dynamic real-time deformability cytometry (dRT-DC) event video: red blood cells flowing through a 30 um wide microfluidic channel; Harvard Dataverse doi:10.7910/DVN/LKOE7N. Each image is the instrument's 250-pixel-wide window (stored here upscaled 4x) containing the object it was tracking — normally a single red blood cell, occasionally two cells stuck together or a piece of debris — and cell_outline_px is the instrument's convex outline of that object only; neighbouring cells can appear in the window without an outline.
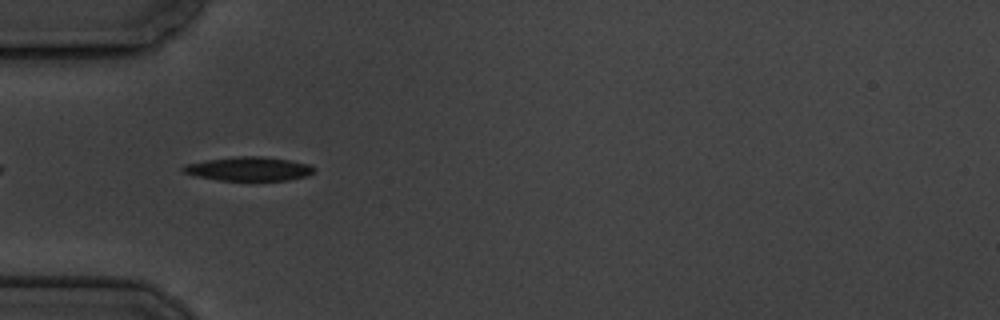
{"species": "common noctule bat (a hibernating species)", "species_latin": "Nyctalus noctula", "temperature_condition": "cold", "stored_images_in_passage": 3, "camera_frame_rate_fps": 3000, "um_per_image_px": 0.085, "animal": {"sex": "male", "body_mass_g": 19.5, "forearm_length_mm": 54.6}, "frame": {"image": 1, "passage_image": 2, "time_ms": 1.333, "image_size_px": [1000, 320], "cell_outline_px": [[316, 168], [308, 176], [288, 180], [220, 180], [196, 176], [184, 172], [180, 168], [184, 164], [204, 160], [236, 156], [260, 156], [288, 160], [308, 164]], "centroid_in_image_um": [21.12, 14.34], "position_along_channel_um": 63.9, "area_um2": 18.21}}